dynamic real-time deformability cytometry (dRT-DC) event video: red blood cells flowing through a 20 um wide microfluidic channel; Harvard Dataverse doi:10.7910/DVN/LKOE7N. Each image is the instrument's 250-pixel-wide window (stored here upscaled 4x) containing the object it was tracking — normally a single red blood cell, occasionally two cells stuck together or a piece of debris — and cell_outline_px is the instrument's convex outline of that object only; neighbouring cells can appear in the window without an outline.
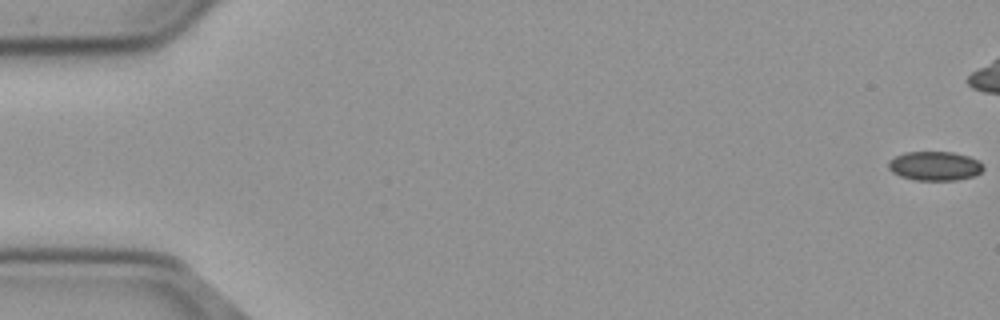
{"species": "common noctule bat (a hibernating species)", "species_latin": "Nyctalus noctula", "temperature_condition": "cold", "stored_images_in_passage": 46, "camera_frame_rate_fps": 3000, "um_per_image_px": 0.085, "animal": {"sex": "male", "body_mass_g": 23.1, "forearm_length_mm": 52.7}, "frame": {"image": 1, "passage_image": 1, "time_ms": 0.0, "image_size_px": [1000, 320], "cell_outline_px": [[984, 168], [980, 172], [972, 176], [956, 180], [916, 180], [900, 176], [892, 172], [888, 168], [888, 160], [904, 152], [952, 152], [968, 156], [984, 164]], "centroid_in_image_um": [79.43, 14.1], "position_along_channel_um": 5.6, "area_um2": 16.07}}
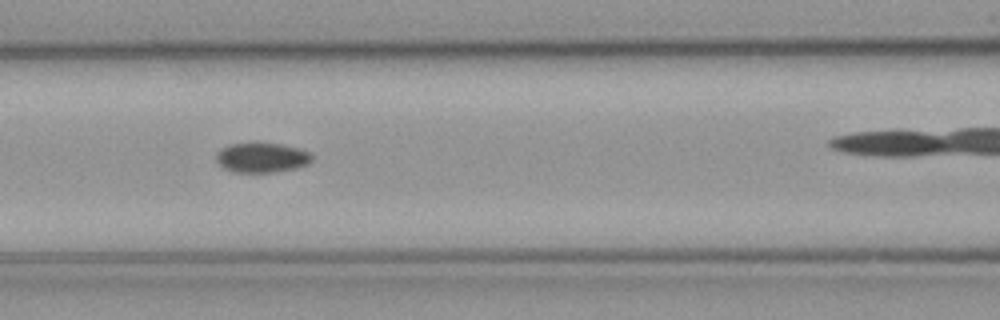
{"frame": {"image": 2, "passage_image": 25, "time_ms": 8.0, "image_size_px": [1000, 320], "cell_outline_px": [[312, 160], [308, 164], [296, 168], [272, 172], [232, 172], [224, 168], [216, 160], [216, 152], [228, 144], [256, 140], [280, 144], [300, 148], [308, 152], [312, 156]], "centroid_in_image_um": [22.22, 13.35], "position_along_channel_um": 144.4, "area_um2": 17.17}}
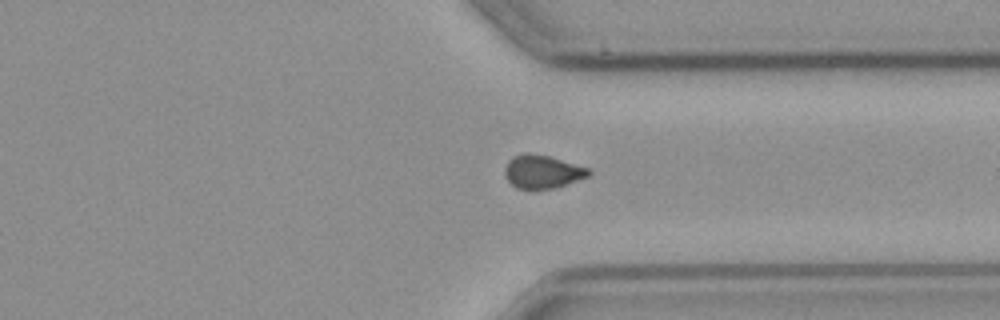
{"frame": {"image": 3, "passage_image": 43, "time_ms": 14.0, "image_size_px": [1000, 320], "cell_outline_px": [[592, 172], [588, 176], [556, 188], [516, 188], [504, 176], [504, 168], [508, 160], [512, 156], [524, 152], [528, 152], [548, 156], [588, 168]], "centroid_in_image_um": [46.06, 14.57], "position_along_channel_um": 365.3, "area_um2": 16.18}}